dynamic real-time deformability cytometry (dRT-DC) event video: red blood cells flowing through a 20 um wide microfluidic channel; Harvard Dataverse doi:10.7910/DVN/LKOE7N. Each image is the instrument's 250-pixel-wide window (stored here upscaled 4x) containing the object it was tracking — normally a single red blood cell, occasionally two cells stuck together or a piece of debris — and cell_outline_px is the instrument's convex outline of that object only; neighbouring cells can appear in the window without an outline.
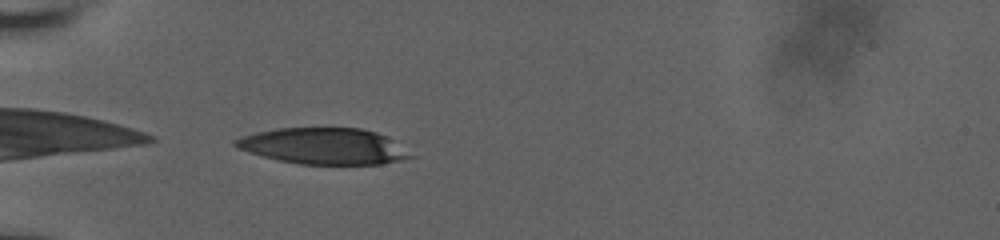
{"species": "human", "species_latin": "Homo sapiens", "temperature_condition": "room temperature", "stored_images_in_passage": 38, "camera_frame_rate_fps": 3000, "um_per_image_px": 0.085, "donor": {"sex": "male"}, "frame": {"image": 1, "passage_image": 1, "time_ms": 0.0, "image_size_px": [1000, 240], "cell_outline_px": [[416, 156], [400, 160], [380, 164], [300, 164], [280, 160], [248, 152], [236, 148], [232, 144], [232, 140], [256, 132], [276, 128], [360, 128], [376, 132], [384, 136]], "centroid_in_image_um": [27.46, 12.42], "position_along_channel_um": 57.5, "area_um2": 36.59}}
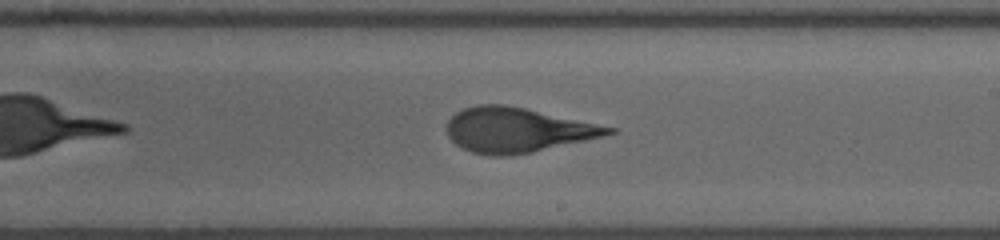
{"frame": {"image": 2, "passage_image": 17, "time_ms": 5.333, "image_size_px": [1000, 240], "cell_outline_px": [[616, 132], [604, 136], [532, 152], [512, 156], [492, 156], [472, 152], [456, 144], [448, 136], [448, 120], [456, 112], [464, 108], [476, 104], [504, 104], [524, 108], [616, 128]], "centroid_in_image_um": [43.94, 11.05], "position_along_channel_um": 245.1, "area_um2": 41.73}}
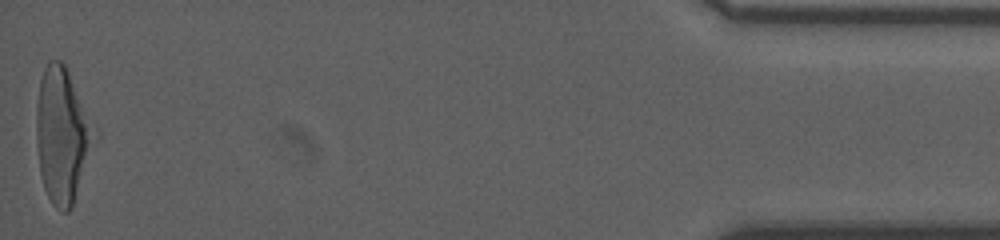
{"frame": {"image": 3, "passage_image": 38, "time_ms": 12.333, "image_size_px": [1000, 240], "cell_outline_px": [[100, 136], [72, 208], [68, 212], [60, 212], [52, 204], [44, 188], [40, 172], [36, 144], [36, 108], [40, 80], [44, 68], [48, 60], [60, 60], [64, 64], [100, 132]], "centroid_in_image_um": [5.36, 11.54], "position_along_channel_um": 429.8, "area_um2": 47.05}, "authors_computed_cell_mechanics": {"area_um2": 41.7316, "velocity_mm_per_s": 3.8298, "shape_relaxation_time_tau1_ms": 6.54, "shape_relaxation_time_tau2_ms": 0.9406, "deformation_change_tau1": 0.2639, "deformation_change_tau2": 0.0903}}